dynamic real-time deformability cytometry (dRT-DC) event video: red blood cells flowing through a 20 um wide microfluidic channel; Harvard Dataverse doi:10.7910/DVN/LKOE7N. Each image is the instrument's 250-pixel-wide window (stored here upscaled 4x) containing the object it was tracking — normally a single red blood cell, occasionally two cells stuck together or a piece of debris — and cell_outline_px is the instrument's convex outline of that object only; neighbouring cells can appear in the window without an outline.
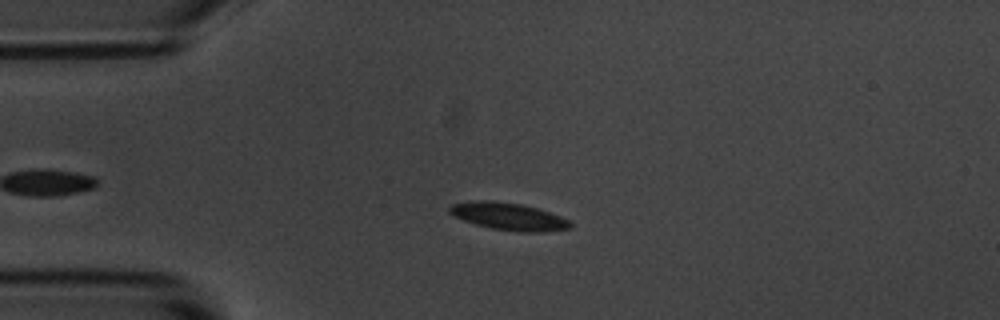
{"species": "common noctule bat (a hibernating species)", "species_latin": "Nyctalus noctula", "temperature_condition": "room temperature", "stored_images_in_passage": 46, "camera_frame_rate_fps": 3000, "um_per_image_px": 0.085, "animal": {"sex": "male", "body_mass_g": 20.1, "forearm_length_mm": 53.5}, "frame": {"image": 1, "passage_image": 14, "time_ms": 4.333, "image_size_px": [1000, 320], "cell_outline_px": [[572, 228], [540, 232], [516, 232], [492, 228], [476, 224], [452, 216], [448, 212], [448, 208], [452, 204], [472, 200], [492, 200], [520, 204], [536, 208], [560, 216], [568, 220], [572, 224]], "centroid_in_image_um": [43.19, 18.39], "position_along_channel_um": 41.8, "area_um2": 19.25}}
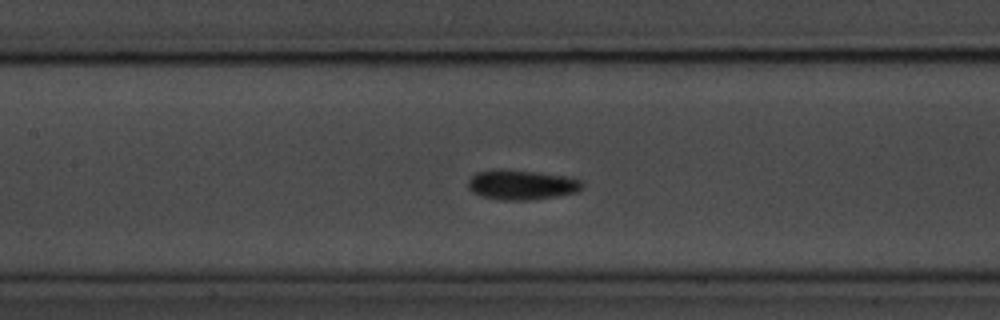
{"frame": {"image": 2, "passage_image": 26, "time_ms": 8.333, "image_size_px": [1000, 320], "cell_outline_px": [[584, 188], [576, 192], [556, 196], [532, 200], [500, 200], [480, 196], [472, 192], [468, 188], [468, 180], [476, 172], [532, 172], [564, 176], [580, 180], [584, 184]], "centroid_in_image_um": [44.36, 15.76], "position_along_channel_um": 163.0, "area_um2": 19.07}}
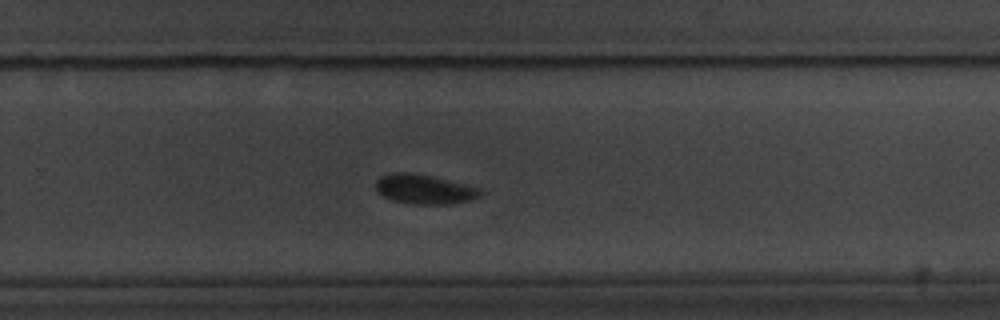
{"frame": {"image": 3, "passage_image": 37, "time_ms": 12.0, "image_size_px": [1000, 320], "cell_outline_px": [[480, 196], [468, 200], [452, 204], [416, 204], [392, 200], [384, 196], [376, 188], [376, 180], [380, 176], [392, 172], [408, 172], [432, 176], [480, 188]], "centroid_in_image_um": [36.04, 16.07], "position_along_channel_um": 293.8, "area_um2": 17.74}}